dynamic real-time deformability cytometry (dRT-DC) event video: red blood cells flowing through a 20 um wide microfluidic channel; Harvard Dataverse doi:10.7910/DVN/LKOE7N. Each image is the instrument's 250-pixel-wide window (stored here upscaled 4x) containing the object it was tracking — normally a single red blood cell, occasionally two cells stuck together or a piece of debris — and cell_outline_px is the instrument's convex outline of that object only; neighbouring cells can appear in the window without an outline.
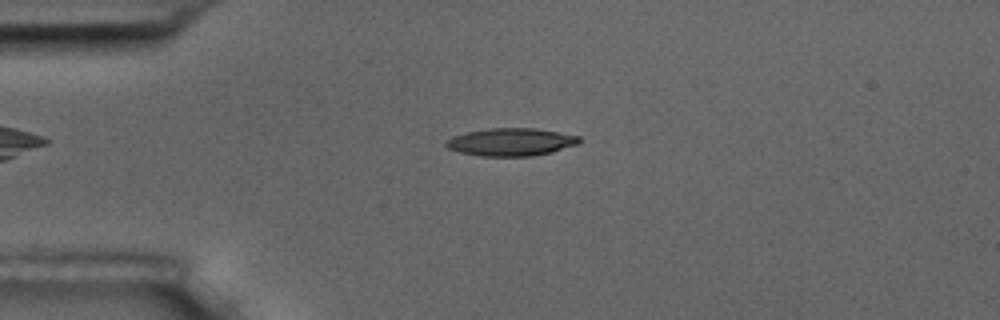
{"species": "common noctule bat (a hibernating species)", "species_latin": "Nyctalus noctula", "temperature_condition": "room temperature", "stored_images_in_passage": 46, "camera_frame_rate_fps": 3000, "um_per_image_px": 0.085, "animal": {"sex": "male", "body_mass_g": 17.5, "forearm_length_mm": 52.3}, "frame": {"image": 1, "passage_image": 4, "time_ms": 1.0, "image_size_px": [1000, 320], "cell_outline_px": [[580, 144], [552, 152], [532, 156], [480, 156], [460, 152], [448, 148], [444, 144], [444, 140], [452, 136], [468, 132], [488, 128], [532, 128], [580, 136]], "centroid_in_image_um": [43.42, 12.07], "position_along_channel_um": 41.6, "area_um2": 21.56}}
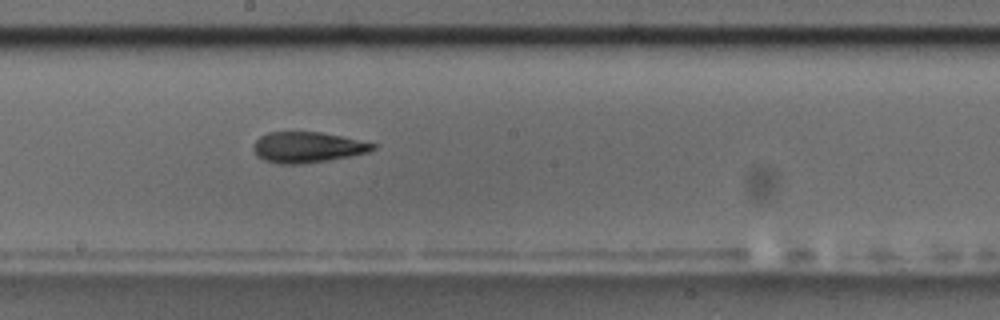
{"frame": {"image": 2, "passage_image": 21, "time_ms": 6.667, "image_size_px": [1000, 320], "cell_outline_px": [[376, 148], [368, 152], [328, 160], [300, 164], [280, 164], [264, 160], [256, 156], [252, 148], [256, 140], [260, 136], [268, 132], [320, 132], [340, 136], [376, 144]], "centroid_in_image_um": [26.08, 12.52], "position_along_channel_um": 222.1, "area_um2": 21.21}}
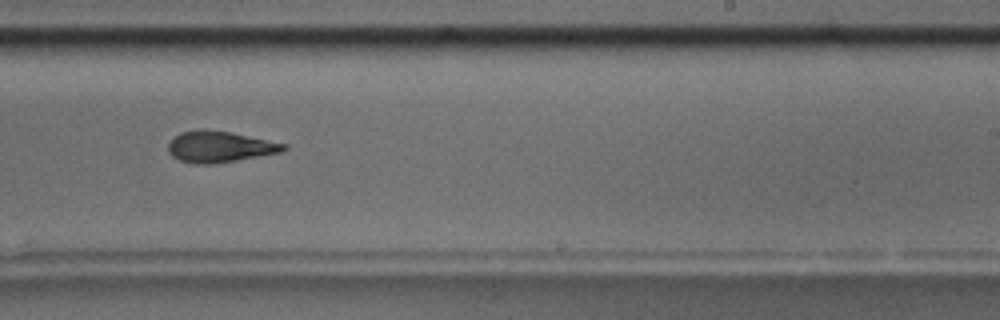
{"frame": {"image": 3, "passage_image": 25, "time_ms": 8.0, "image_size_px": [1000, 320], "cell_outline_px": [[288, 148], [280, 152], [236, 160], [212, 164], [196, 164], [180, 160], [172, 156], [168, 152], [168, 144], [180, 132], [196, 128], [204, 128], [232, 132], [288, 144]], "centroid_in_image_um": [18.66, 12.45], "position_along_channel_um": 270.3, "area_um2": 21.1}, "authors_computed_cell_mechanics": {"area_um2": 21.2126, "velocity_mm_per_s": 3.6233, "shape_relaxation_time_tau1_ms": 4.9227, "shape_relaxation_time_tau2_ms": 3.7832, "deformation_change_tau1": 0.1686, "deformation_change_tau2": 0.1334}}